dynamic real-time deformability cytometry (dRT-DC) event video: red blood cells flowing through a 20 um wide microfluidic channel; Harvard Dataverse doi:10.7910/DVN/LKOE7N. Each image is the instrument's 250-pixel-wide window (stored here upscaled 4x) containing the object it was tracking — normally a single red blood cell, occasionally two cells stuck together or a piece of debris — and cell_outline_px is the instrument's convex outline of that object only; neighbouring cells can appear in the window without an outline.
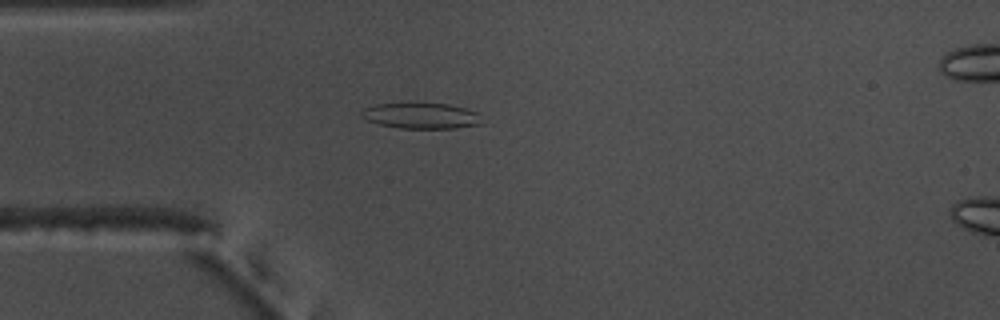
{"species": "common noctule bat (a hibernating species)", "species_latin": "Nyctalus noctula", "temperature_condition": "warm", "stored_images_in_passage": 54, "camera_frame_rate_fps": 3000, "um_per_image_px": 0.085, "animal": {"sex": "male", "body_mass_g": 17.5, "forearm_length_mm": 52.3}, "frame": {"image": 1, "passage_image": 14, "time_ms": 4.333, "image_size_px": [1000, 320], "cell_outline_px": [[480, 124], [456, 128], [400, 128], [380, 124], [368, 120], [360, 116], [360, 112], [364, 108], [376, 104], [448, 104], [464, 108], [476, 112]], "centroid_in_image_um": [35.74, 9.85], "position_along_channel_um": 49.3, "area_um2": 17.57}}
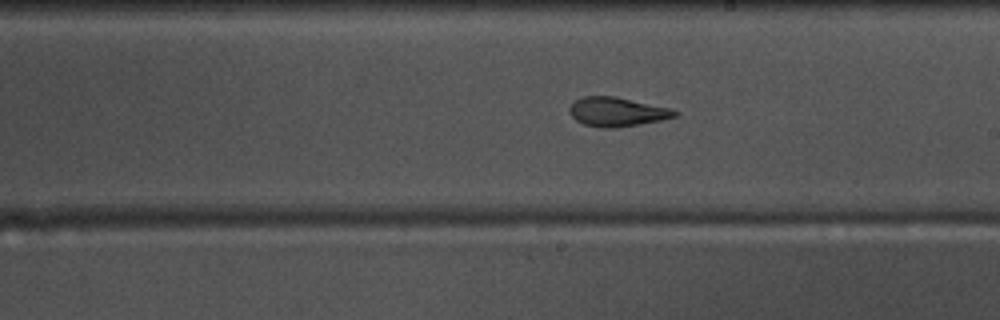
{"frame": {"image": 2, "passage_image": 30, "time_ms": 9.667, "image_size_px": [1000, 320], "cell_outline_px": [[680, 112], [676, 116], [660, 120], [640, 124], [616, 128], [600, 128], [584, 124], [576, 120], [572, 116], [568, 108], [580, 96], [616, 96], [672, 108]], "centroid_in_image_um": [52.46, 9.5], "position_along_channel_um": 236.5, "area_um2": 18.03}}
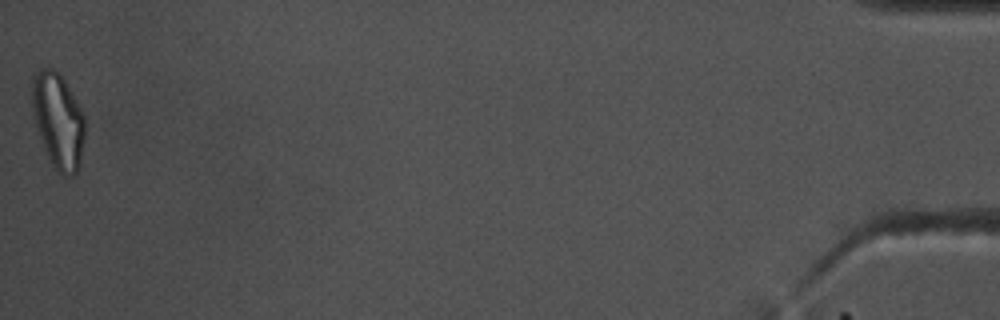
{"frame": {"image": 3, "passage_image": 54, "time_ms": 17.667, "image_size_px": [1000, 320], "cell_outline_px": [[84, 136], [80, 164], [76, 172], [72, 176], [60, 176], [52, 164], [48, 156], [36, 128], [32, 112], [32, 84], [36, 72], [40, 68], [52, 68], [64, 80], [84, 112]], "centroid_in_image_um": [4.94, 10.28], "position_along_channel_um": 430.3, "area_um2": 29.25}, "authors_computed_cell_mechanics": {"area_um2": 19.1607, "velocity_mm_per_s": 3.707, "shape_relaxation_time_tau1_ms": null, "shape_relaxation_time_tau2_ms": 2.2287, "deformation_change_tau1": null, "deformation_change_tau2": 0.0934}}